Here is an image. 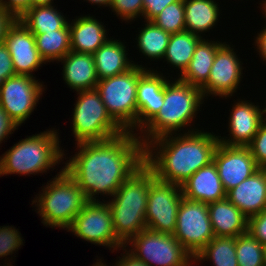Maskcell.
<instances>
[{
  "mask_svg": "<svg viewBox=\"0 0 266 266\" xmlns=\"http://www.w3.org/2000/svg\"><path fill=\"white\" fill-rule=\"evenodd\" d=\"M102 259H103L102 257L100 259L95 258L96 262H94L92 266H110V265H107V263H105L106 261L104 259L103 260Z\"/></svg>",
  "mask_w": 266,
  "mask_h": 266,
  "instance_id": "c3c4849f",
  "label": "cell"
},
{
  "mask_svg": "<svg viewBox=\"0 0 266 266\" xmlns=\"http://www.w3.org/2000/svg\"><path fill=\"white\" fill-rule=\"evenodd\" d=\"M260 3H258L259 5H260V7L259 8H261L260 10H261V13L264 15V16H262V17H264L265 18V22L264 23H266V0H262V2L261 1H259Z\"/></svg>",
  "mask_w": 266,
  "mask_h": 266,
  "instance_id": "7dc6e473",
  "label": "cell"
},
{
  "mask_svg": "<svg viewBox=\"0 0 266 266\" xmlns=\"http://www.w3.org/2000/svg\"><path fill=\"white\" fill-rule=\"evenodd\" d=\"M158 68L147 69L138 79L137 133L159 112L163 105L165 84L174 76H170L165 70L161 73L160 69L157 71Z\"/></svg>",
  "mask_w": 266,
  "mask_h": 266,
  "instance_id": "ac0fdd59",
  "label": "cell"
},
{
  "mask_svg": "<svg viewBox=\"0 0 266 266\" xmlns=\"http://www.w3.org/2000/svg\"><path fill=\"white\" fill-rule=\"evenodd\" d=\"M60 62L63 65L61 74L64 84L71 91L96 89L99 79L92 54L70 51Z\"/></svg>",
  "mask_w": 266,
  "mask_h": 266,
  "instance_id": "603a6c76",
  "label": "cell"
},
{
  "mask_svg": "<svg viewBox=\"0 0 266 266\" xmlns=\"http://www.w3.org/2000/svg\"><path fill=\"white\" fill-rule=\"evenodd\" d=\"M266 99V98H265ZM265 102H264V106H265V120H266V100H264Z\"/></svg>",
  "mask_w": 266,
  "mask_h": 266,
  "instance_id": "f907efd6",
  "label": "cell"
},
{
  "mask_svg": "<svg viewBox=\"0 0 266 266\" xmlns=\"http://www.w3.org/2000/svg\"><path fill=\"white\" fill-rule=\"evenodd\" d=\"M248 231L266 246V210L248 219Z\"/></svg>",
  "mask_w": 266,
  "mask_h": 266,
  "instance_id": "8d00e7d4",
  "label": "cell"
},
{
  "mask_svg": "<svg viewBox=\"0 0 266 266\" xmlns=\"http://www.w3.org/2000/svg\"><path fill=\"white\" fill-rule=\"evenodd\" d=\"M75 148L74 155L67 157L65 152L64 170L87 200L111 198L144 163V146L133 132L125 131L103 141L80 142Z\"/></svg>",
  "mask_w": 266,
  "mask_h": 266,
  "instance_id": "6da1fadb",
  "label": "cell"
},
{
  "mask_svg": "<svg viewBox=\"0 0 266 266\" xmlns=\"http://www.w3.org/2000/svg\"><path fill=\"white\" fill-rule=\"evenodd\" d=\"M238 266H266L265 246L249 231L235 238Z\"/></svg>",
  "mask_w": 266,
  "mask_h": 266,
  "instance_id": "1f68e13d",
  "label": "cell"
},
{
  "mask_svg": "<svg viewBox=\"0 0 266 266\" xmlns=\"http://www.w3.org/2000/svg\"><path fill=\"white\" fill-rule=\"evenodd\" d=\"M54 0H32V7L34 6H50L54 5Z\"/></svg>",
  "mask_w": 266,
  "mask_h": 266,
  "instance_id": "bcb514c9",
  "label": "cell"
},
{
  "mask_svg": "<svg viewBox=\"0 0 266 266\" xmlns=\"http://www.w3.org/2000/svg\"><path fill=\"white\" fill-rule=\"evenodd\" d=\"M122 253L120 256L116 257L115 264L112 266H147L142 261L137 260L133 255H131L124 247L120 249ZM119 258V259H118ZM111 266V265H110Z\"/></svg>",
  "mask_w": 266,
  "mask_h": 266,
  "instance_id": "ee69618b",
  "label": "cell"
},
{
  "mask_svg": "<svg viewBox=\"0 0 266 266\" xmlns=\"http://www.w3.org/2000/svg\"><path fill=\"white\" fill-rule=\"evenodd\" d=\"M198 35L192 34L189 31H182L171 34L169 43L166 49L163 63L167 62L169 67L173 68L171 73L175 72L180 76L188 67L190 60L195 52L198 43L202 40ZM178 69V70H176Z\"/></svg>",
  "mask_w": 266,
  "mask_h": 266,
  "instance_id": "83f0119b",
  "label": "cell"
},
{
  "mask_svg": "<svg viewBox=\"0 0 266 266\" xmlns=\"http://www.w3.org/2000/svg\"><path fill=\"white\" fill-rule=\"evenodd\" d=\"M16 18L0 6V44L4 42L8 28L15 22Z\"/></svg>",
  "mask_w": 266,
  "mask_h": 266,
  "instance_id": "7bdbcfd3",
  "label": "cell"
},
{
  "mask_svg": "<svg viewBox=\"0 0 266 266\" xmlns=\"http://www.w3.org/2000/svg\"><path fill=\"white\" fill-rule=\"evenodd\" d=\"M215 0H184L186 31L201 38L218 25L222 9Z\"/></svg>",
  "mask_w": 266,
  "mask_h": 266,
  "instance_id": "484cf974",
  "label": "cell"
},
{
  "mask_svg": "<svg viewBox=\"0 0 266 266\" xmlns=\"http://www.w3.org/2000/svg\"><path fill=\"white\" fill-rule=\"evenodd\" d=\"M173 236L194 258L215 237L208 204L183 197Z\"/></svg>",
  "mask_w": 266,
  "mask_h": 266,
  "instance_id": "7c38bea8",
  "label": "cell"
},
{
  "mask_svg": "<svg viewBox=\"0 0 266 266\" xmlns=\"http://www.w3.org/2000/svg\"><path fill=\"white\" fill-rule=\"evenodd\" d=\"M177 0H143V19L151 21L166 6Z\"/></svg>",
  "mask_w": 266,
  "mask_h": 266,
  "instance_id": "f35d334b",
  "label": "cell"
},
{
  "mask_svg": "<svg viewBox=\"0 0 266 266\" xmlns=\"http://www.w3.org/2000/svg\"><path fill=\"white\" fill-rule=\"evenodd\" d=\"M75 17L69 20L71 51L93 55L111 38L107 24L91 14Z\"/></svg>",
  "mask_w": 266,
  "mask_h": 266,
  "instance_id": "ffe728a7",
  "label": "cell"
},
{
  "mask_svg": "<svg viewBox=\"0 0 266 266\" xmlns=\"http://www.w3.org/2000/svg\"><path fill=\"white\" fill-rule=\"evenodd\" d=\"M124 248L147 266H193V256L168 233L144 229Z\"/></svg>",
  "mask_w": 266,
  "mask_h": 266,
  "instance_id": "9c48e42d",
  "label": "cell"
},
{
  "mask_svg": "<svg viewBox=\"0 0 266 266\" xmlns=\"http://www.w3.org/2000/svg\"><path fill=\"white\" fill-rule=\"evenodd\" d=\"M84 2H88L89 4L93 5H97V8H105L107 7L108 9L111 6L112 0H83Z\"/></svg>",
  "mask_w": 266,
  "mask_h": 266,
  "instance_id": "f6af8a7d",
  "label": "cell"
},
{
  "mask_svg": "<svg viewBox=\"0 0 266 266\" xmlns=\"http://www.w3.org/2000/svg\"><path fill=\"white\" fill-rule=\"evenodd\" d=\"M218 134L200 129L160 136L144 146V163L155 178L181 186L196 171L213 162Z\"/></svg>",
  "mask_w": 266,
  "mask_h": 266,
  "instance_id": "7a4b0ae2",
  "label": "cell"
},
{
  "mask_svg": "<svg viewBox=\"0 0 266 266\" xmlns=\"http://www.w3.org/2000/svg\"><path fill=\"white\" fill-rule=\"evenodd\" d=\"M4 43L10 52L16 75L36 78L35 71L46 63L37 50L34 34L19 19L8 28Z\"/></svg>",
  "mask_w": 266,
  "mask_h": 266,
  "instance_id": "e0dca14e",
  "label": "cell"
},
{
  "mask_svg": "<svg viewBox=\"0 0 266 266\" xmlns=\"http://www.w3.org/2000/svg\"><path fill=\"white\" fill-rule=\"evenodd\" d=\"M183 197L202 203L226 199V192L214 162L196 171L181 185Z\"/></svg>",
  "mask_w": 266,
  "mask_h": 266,
  "instance_id": "7402d4cb",
  "label": "cell"
},
{
  "mask_svg": "<svg viewBox=\"0 0 266 266\" xmlns=\"http://www.w3.org/2000/svg\"><path fill=\"white\" fill-rule=\"evenodd\" d=\"M231 42L224 43L217 49L208 81L200 88L204 99L219 97L231 99L237 94L243 82V61ZM212 95V96H211Z\"/></svg>",
  "mask_w": 266,
  "mask_h": 266,
  "instance_id": "4fadbf2b",
  "label": "cell"
},
{
  "mask_svg": "<svg viewBox=\"0 0 266 266\" xmlns=\"http://www.w3.org/2000/svg\"><path fill=\"white\" fill-rule=\"evenodd\" d=\"M248 219L266 210V168H259L250 177L226 193Z\"/></svg>",
  "mask_w": 266,
  "mask_h": 266,
  "instance_id": "d6986e66",
  "label": "cell"
},
{
  "mask_svg": "<svg viewBox=\"0 0 266 266\" xmlns=\"http://www.w3.org/2000/svg\"><path fill=\"white\" fill-rule=\"evenodd\" d=\"M143 24L138 30L136 37L137 50L141 56L149 59L150 62H160L165 56L171 34L155 25L152 21H142ZM145 23V24H144ZM141 29V30H140Z\"/></svg>",
  "mask_w": 266,
  "mask_h": 266,
  "instance_id": "f1b7e54d",
  "label": "cell"
},
{
  "mask_svg": "<svg viewBox=\"0 0 266 266\" xmlns=\"http://www.w3.org/2000/svg\"><path fill=\"white\" fill-rule=\"evenodd\" d=\"M213 162L226 193L259 169L248 147L227 146L220 142Z\"/></svg>",
  "mask_w": 266,
  "mask_h": 266,
  "instance_id": "2e32d148",
  "label": "cell"
},
{
  "mask_svg": "<svg viewBox=\"0 0 266 266\" xmlns=\"http://www.w3.org/2000/svg\"><path fill=\"white\" fill-rule=\"evenodd\" d=\"M215 237H238L248 231V218L227 198L208 203Z\"/></svg>",
  "mask_w": 266,
  "mask_h": 266,
  "instance_id": "cb8c5ba5",
  "label": "cell"
},
{
  "mask_svg": "<svg viewBox=\"0 0 266 266\" xmlns=\"http://www.w3.org/2000/svg\"><path fill=\"white\" fill-rule=\"evenodd\" d=\"M128 44H125L122 40L111 37L106 43H104L94 54V63L96 67V73L99 80L123 74L133 68L139 66L145 69H153L148 65L140 62L133 61L128 54L130 51ZM143 64V65H142Z\"/></svg>",
  "mask_w": 266,
  "mask_h": 266,
  "instance_id": "44dd1931",
  "label": "cell"
},
{
  "mask_svg": "<svg viewBox=\"0 0 266 266\" xmlns=\"http://www.w3.org/2000/svg\"><path fill=\"white\" fill-rule=\"evenodd\" d=\"M41 188L31 203L41 223L52 229L66 230L88 201L85 194L64 170V165Z\"/></svg>",
  "mask_w": 266,
  "mask_h": 266,
  "instance_id": "8992f818",
  "label": "cell"
},
{
  "mask_svg": "<svg viewBox=\"0 0 266 266\" xmlns=\"http://www.w3.org/2000/svg\"><path fill=\"white\" fill-rule=\"evenodd\" d=\"M205 38L198 43L185 71L180 76L176 75L180 81L199 88L208 81L217 49L224 43L222 39Z\"/></svg>",
  "mask_w": 266,
  "mask_h": 266,
  "instance_id": "d4e9b609",
  "label": "cell"
},
{
  "mask_svg": "<svg viewBox=\"0 0 266 266\" xmlns=\"http://www.w3.org/2000/svg\"><path fill=\"white\" fill-rule=\"evenodd\" d=\"M147 69L134 66L127 72L98 81L96 90L111 118L127 132L137 134V84Z\"/></svg>",
  "mask_w": 266,
  "mask_h": 266,
  "instance_id": "52a82bcc",
  "label": "cell"
},
{
  "mask_svg": "<svg viewBox=\"0 0 266 266\" xmlns=\"http://www.w3.org/2000/svg\"><path fill=\"white\" fill-rule=\"evenodd\" d=\"M259 168H266V120L247 146Z\"/></svg>",
  "mask_w": 266,
  "mask_h": 266,
  "instance_id": "d590c367",
  "label": "cell"
},
{
  "mask_svg": "<svg viewBox=\"0 0 266 266\" xmlns=\"http://www.w3.org/2000/svg\"><path fill=\"white\" fill-rule=\"evenodd\" d=\"M205 102L199 87L176 77L170 78L164 87L163 105L159 112L136 135L145 146L160 136L197 131L201 128L195 127L194 123Z\"/></svg>",
  "mask_w": 266,
  "mask_h": 266,
  "instance_id": "3957f363",
  "label": "cell"
},
{
  "mask_svg": "<svg viewBox=\"0 0 266 266\" xmlns=\"http://www.w3.org/2000/svg\"><path fill=\"white\" fill-rule=\"evenodd\" d=\"M57 9L56 4L50 6H34L18 19L33 34H43L59 29H69V18ZM68 18V19H67Z\"/></svg>",
  "mask_w": 266,
  "mask_h": 266,
  "instance_id": "4316f807",
  "label": "cell"
},
{
  "mask_svg": "<svg viewBox=\"0 0 266 266\" xmlns=\"http://www.w3.org/2000/svg\"><path fill=\"white\" fill-rule=\"evenodd\" d=\"M264 27L261 28L259 32L254 36V50L257 51L256 53L261 58L262 64L265 63L266 66V24L263 25ZM263 59V60H262Z\"/></svg>",
  "mask_w": 266,
  "mask_h": 266,
  "instance_id": "b9f144b4",
  "label": "cell"
},
{
  "mask_svg": "<svg viewBox=\"0 0 266 266\" xmlns=\"http://www.w3.org/2000/svg\"><path fill=\"white\" fill-rule=\"evenodd\" d=\"M36 47L45 63H58L71 51L69 29L34 34Z\"/></svg>",
  "mask_w": 266,
  "mask_h": 266,
  "instance_id": "4dcf8cb0",
  "label": "cell"
},
{
  "mask_svg": "<svg viewBox=\"0 0 266 266\" xmlns=\"http://www.w3.org/2000/svg\"><path fill=\"white\" fill-rule=\"evenodd\" d=\"M15 75L16 73L13 68L10 52L8 51L6 44L3 42L0 44V84L7 78Z\"/></svg>",
  "mask_w": 266,
  "mask_h": 266,
  "instance_id": "74e56055",
  "label": "cell"
},
{
  "mask_svg": "<svg viewBox=\"0 0 266 266\" xmlns=\"http://www.w3.org/2000/svg\"><path fill=\"white\" fill-rule=\"evenodd\" d=\"M16 130H18V126L9 118L0 105V145L7 142L8 137L10 138V135L15 133Z\"/></svg>",
  "mask_w": 266,
  "mask_h": 266,
  "instance_id": "60d3db41",
  "label": "cell"
},
{
  "mask_svg": "<svg viewBox=\"0 0 266 266\" xmlns=\"http://www.w3.org/2000/svg\"><path fill=\"white\" fill-rule=\"evenodd\" d=\"M110 10L126 24L137 19L143 20V0H112Z\"/></svg>",
  "mask_w": 266,
  "mask_h": 266,
  "instance_id": "e575fe53",
  "label": "cell"
},
{
  "mask_svg": "<svg viewBox=\"0 0 266 266\" xmlns=\"http://www.w3.org/2000/svg\"><path fill=\"white\" fill-rule=\"evenodd\" d=\"M43 84L29 75H15L0 84V105L18 127L36 111L46 91Z\"/></svg>",
  "mask_w": 266,
  "mask_h": 266,
  "instance_id": "8fae6325",
  "label": "cell"
},
{
  "mask_svg": "<svg viewBox=\"0 0 266 266\" xmlns=\"http://www.w3.org/2000/svg\"><path fill=\"white\" fill-rule=\"evenodd\" d=\"M153 171L143 163L106 199L116 236L126 244L133 236L146 229L145 213Z\"/></svg>",
  "mask_w": 266,
  "mask_h": 266,
  "instance_id": "5b68a950",
  "label": "cell"
},
{
  "mask_svg": "<svg viewBox=\"0 0 266 266\" xmlns=\"http://www.w3.org/2000/svg\"><path fill=\"white\" fill-rule=\"evenodd\" d=\"M151 21L170 34L185 31L184 0L169 4Z\"/></svg>",
  "mask_w": 266,
  "mask_h": 266,
  "instance_id": "d6a6232c",
  "label": "cell"
},
{
  "mask_svg": "<svg viewBox=\"0 0 266 266\" xmlns=\"http://www.w3.org/2000/svg\"><path fill=\"white\" fill-rule=\"evenodd\" d=\"M25 241L19 232V229L14 226H0V258H5L4 262L12 263L14 255H16V251L21 249L22 245H24ZM15 252V253H14ZM14 254V255H13ZM11 255V258H7V256ZM7 258V259H6Z\"/></svg>",
  "mask_w": 266,
  "mask_h": 266,
  "instance_id": "836d02e7",
  "label": "cell"
},
{
  "mask_svg": "<svg viewBox=\"0 0 266 266\" xmlns=\"http://www.w3.org/2000/svg\"><path fill=\"white\" fill-rule=\"evenodd\" d=\"M84 242L108 248L111 253L125 244L116 236L110 207L106 200H88L66 229Z\"/></svg>",
  "mask_w": 266,
  "mask_h": 266,
  "instance_id": "30bf717a",
  "label": "cell"
},
{
  "mask_svg": "<svg viewBox=\"0 0 266 266\" xmlns=\"http://www.w3.org/2000/svg\"><path fill=\"white\" fill-rule=\"evenodd\" d=\"M1 266H2V265H1ZM3 266H13V263L11 264V263H9V262H8V263L5 262V263L3 264Z\"/></svg>",
  "mask_w": 266,
  "mask_h": 266,
  "instance_id": "681fc988",
  "label": "cell"
},
{
  "mask_svg": "<svg viewBox=\"0 0 266 266\" xmlns=\"http://www.w3.org/2000/svg\"><path fill=\"white\" fill-rule=\"evenodd\" d=\"M71 131L75 143L103 141L125 132L109 115L96 89L75 92Z\"/></svg>",
  "mask_w": 266,
  "mask_h": 266,
  "instance_id": "ba28073f",
  "label": "cell"
},
{
  "mask_svg": "<svg viewBox=\"0 0 266 266\" xmlns=\"http://www.w3.org/2000/svg\"><path fill=\"white\" fill-rule=\"evenodd\" d=\"M45 130L25 136L0 155V177L43 175L64 164L66 150L61 146L59 129Z\"/></svg>",
  "mask_w": 266,
  "mask_h": 266,
  "instance_id": "277c9868",
  "label": "cell"
},
{
  "mask_svg": "<svg viewBox=\"0 0 266 266\" xmlns=\"http://www.w3.org/2000/svg\"><path fill=\"white\" fill-rule=\"evenodd\" d=\"M0 6L18 19L32 7V0H0Z\"/></svg>",
  "mask_w": 266,
  "mask_h": 266,
  "instance_id": "ab89813d",
  "label": "cell"
},
{
  "mask_svg": "<svg viewBox=\"0 0 266 266\" xmlns=\"http://www.w3.org/2000/svg\"><path fill=\"white\" fill-rule=\"evenodd\" d=\"M182 198L181 186L155 178L150 183L145 213L146 228L173 235Z\"/></svg>",
  "mask_w": 266,
  "mask_h": 266,
  "instance_id": "5bb4252c",
  "label": "cell"
},
{
  "mask_svg": "<svg viewBox=\"0 0 266 266\" xmlns=\"http://www.w3.org/2000/svg\"><path fill=\"white\" fill-rule=\"evenodd\" d=\"M193 260L194 266L208 260L213 266H238L235 238L213 237Z\"/></svg>",
  "mask_w": 266,
  "mask_h": 266,
  "instance_id": "f546056e",
  "label": "cell"
},
{
  "mask_svg": "<svg viewBox=\"0 0 266 266\" xmlns=\"http://www.w3.org/2000/svg\"><path fill=\"white\" fill-rule=\"evenodd\" d=\"M229 110L227 136L219 134V142L227 146L247 147L253 140L260 125L265 121V107L259 102L239 98ZM256 104V105H255ZM261 106V107H260ZM263 107V108H262ZM262 108V109H261Z\"/></svg>",
  "mask_w": 266,
  "mask_h": 266,
  "instance_id": "9a60e30c",
  "label": "cell"
}]
</instances>
